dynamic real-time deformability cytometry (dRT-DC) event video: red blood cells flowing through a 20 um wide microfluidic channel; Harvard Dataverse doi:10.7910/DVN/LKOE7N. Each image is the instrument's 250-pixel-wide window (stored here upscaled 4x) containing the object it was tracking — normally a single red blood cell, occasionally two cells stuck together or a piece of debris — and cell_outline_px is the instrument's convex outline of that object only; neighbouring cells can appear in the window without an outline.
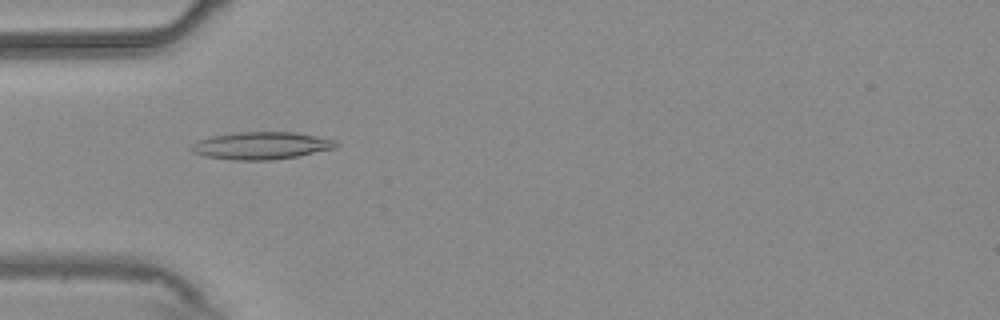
{"species": "common noctule bat (a hibernating species)", "species_latin": "Nyctalus noctula", "temperature_condition": "warm", "stored_images_in_passage": 46, "camera_frame_rate_fps": 3000, "um_per_image_px": 0.085, "animal": {"sex": "male", "body_mass_g": 20.4}, "frame": {"image": 1, "passage_image": 9, "time_ms": 2.667, "image_size_px": [1000, 320], "cell_outline_px": [[340, 144], [336, 148], [300, 156], [272, 160], [232, 160], [204, 156], [192, 152], [188, 148], [192, 144], [200, 140], [212, 136], [236, 132], [296, 132], [336, 140]], "centroid_in_image_um": [22.23, 12.38], "position_along_channel_um": 62.8, "area_um2": 23.35}}
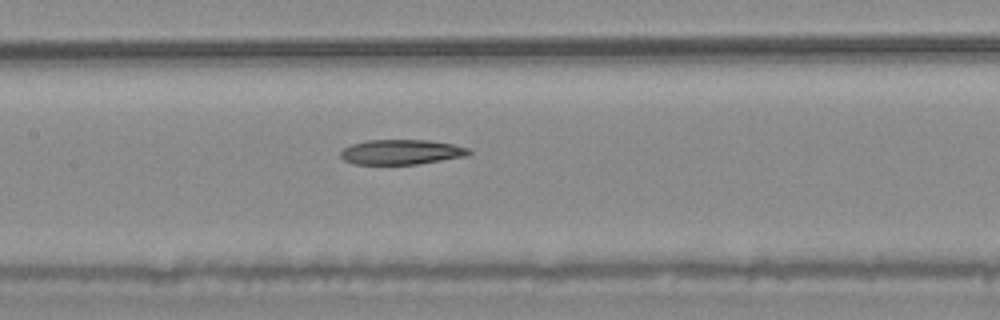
{"frame": {"image": 2, "passage_image": 18, "time_ms": 5.667, "image_size_px": [1000, 320], "cell_outline_px": [[472, 152], [468, 156], [416, 164], [352, 164], [344, 160], [340, 156], [340, 152], [344, 148], [352, 144], [368, 140], [428, 140], [452, 144], [468, 148]], "centroid_in_image_um": [34.11, 12.92], "position_along_channel_um": 173.3, "area_um2": 18.61}}
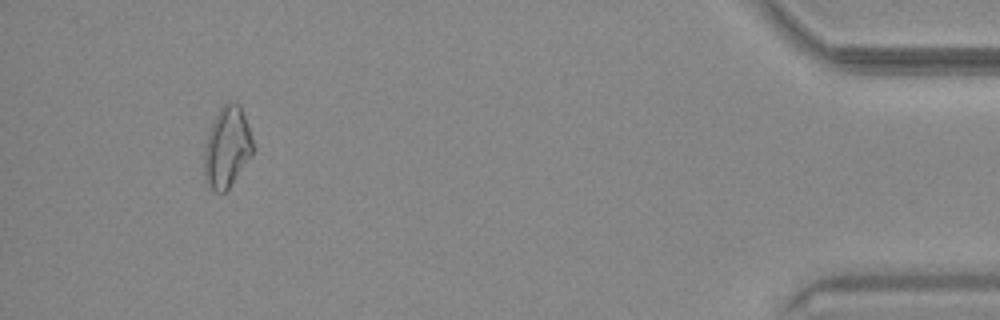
{"frame": {"image": 3, "passage_image": 43, "time_ms": 14.0, "image_size_px": [1000, 320], "cell_outline_px": [[256, 148], [252, 156], [228, 188], [224, 192], [216, 192], [208, 188], [204, 176], [204, 152], [208, 136], [212, 124], [220, 108], [228, 100], [240, 104], [248, 124]], "centroid_in_image_um": [19.33, 12.52], "position_along_channel_um": 415.9, "area_um2": 23.12}}